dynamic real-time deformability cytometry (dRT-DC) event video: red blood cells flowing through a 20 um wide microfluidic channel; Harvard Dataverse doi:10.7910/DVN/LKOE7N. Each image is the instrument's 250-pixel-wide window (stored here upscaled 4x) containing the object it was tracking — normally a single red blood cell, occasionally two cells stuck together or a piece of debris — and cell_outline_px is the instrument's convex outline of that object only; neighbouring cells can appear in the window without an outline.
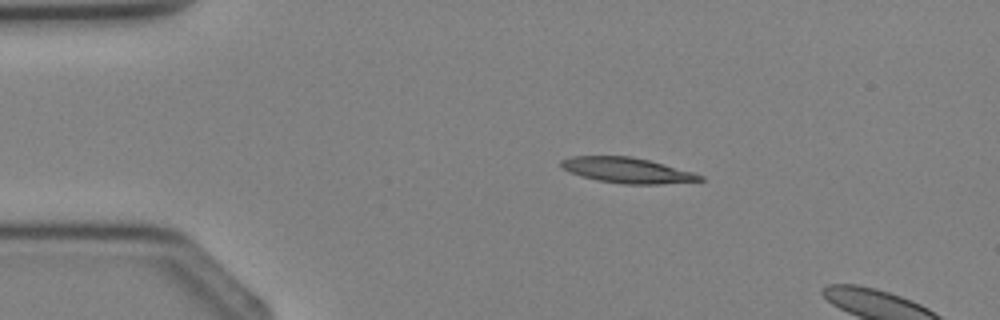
{"species": "Egyptian fruit bat (a non-hibernating species)", "species_latin": "Rousettus aegyptiacus", "temperature_condition": "cold", "stored_images_in_passage": 2, "camera_frame_rate_fps": 3000, "um_per_image_px": 0.085, "animal": {"sex": "female"}, "frame": {"image": 1, "passage_image": 1, "time_ms": 0.0, "image_size_px": [1000, 320], "cell_outline_px": [[704, 180], [660, 184], [624, 184], [596, 180], [580, 176], [564, 168], [560, 164], [560, 160], [572, 156], [628, 156], [648, 160], [692, 172], [704, 176]], "centroid_in_image_um": [53.29, 14.48], "position_along_channel_um": 31.7, "area_um2": 20.29}}